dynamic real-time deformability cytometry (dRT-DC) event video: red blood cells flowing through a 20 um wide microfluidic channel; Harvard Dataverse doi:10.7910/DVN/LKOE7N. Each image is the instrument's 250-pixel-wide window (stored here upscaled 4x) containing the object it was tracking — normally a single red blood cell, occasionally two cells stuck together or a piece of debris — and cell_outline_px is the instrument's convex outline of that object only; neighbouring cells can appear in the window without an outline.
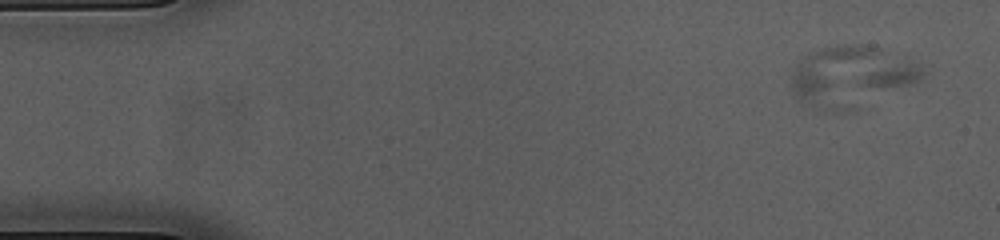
{"species": "common noctule bat (a hibernating species)", "species_latin": "Nyctalus noctula", "temperature_condition": "cold", "stored_images_in_passage": 14, "camera_frame_rate_fps": 3000, "um_per_image_px": 0.085, "animal": {"sex": "female", "body_mass_g": 23.0, "forearm_length_mm": 53.4}, "frame": {"image": 1, "passage_image": 3, "time_ms": 0.667, "image_size_px": [1000, 240], "cell_outline_px": [[928, 72], [920, 80], [912, 84], [852, 112], [824, 112], [796, 100], [788, 84], [788, 76], [792, 68], [800, 56], [836, 44], [864, 44], [880, 48], [920, 64]], "centroid_in_image_um": [72.28, 6.53], "position_along_channel_um": 12.7, "area_um2": 48.03}}